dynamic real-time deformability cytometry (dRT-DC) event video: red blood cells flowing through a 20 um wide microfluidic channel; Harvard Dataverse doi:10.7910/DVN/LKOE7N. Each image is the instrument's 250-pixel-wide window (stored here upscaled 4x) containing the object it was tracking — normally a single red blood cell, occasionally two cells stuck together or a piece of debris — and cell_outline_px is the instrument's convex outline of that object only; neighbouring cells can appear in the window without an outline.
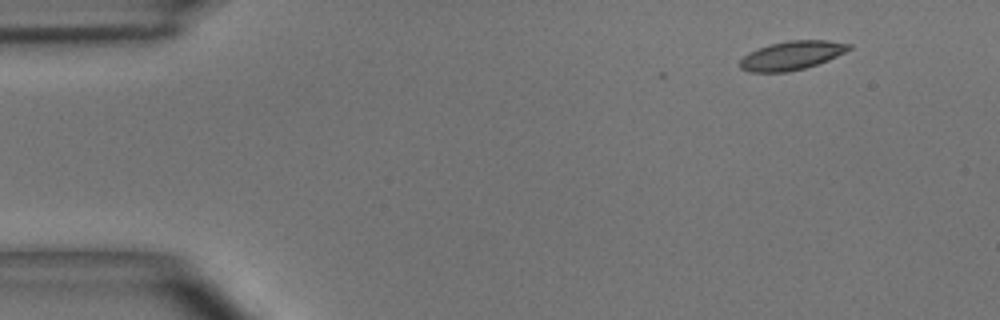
{"species": "common noctule bat (a hibernating species)", "species_latin": "Nyctalus noctula", "temperature_condition": "room temperature", "stored_images_in_passage": 3, "camera_frame_rate_fps": 3000, "um_per_image_px": 0.085, "animal": {"sex": "male", "body_mass_g": 15.6}, "frame": {"image": 1, "passage_image": 1, "time_ms": 0.0, "image_size_px": [1000, 320], "cell_outline_px": [[852, 48], [828, 60], [804, 68], [788, 72], [748, 72], [740, 68], [740, 60], [748, 52], [772, 44], [788, 40], [828, 40], [852, 44]], "centroid_in_image_um": [67.3, 4.71], "position_along_channel_um": 17.7, "area_um2": 18.15}}